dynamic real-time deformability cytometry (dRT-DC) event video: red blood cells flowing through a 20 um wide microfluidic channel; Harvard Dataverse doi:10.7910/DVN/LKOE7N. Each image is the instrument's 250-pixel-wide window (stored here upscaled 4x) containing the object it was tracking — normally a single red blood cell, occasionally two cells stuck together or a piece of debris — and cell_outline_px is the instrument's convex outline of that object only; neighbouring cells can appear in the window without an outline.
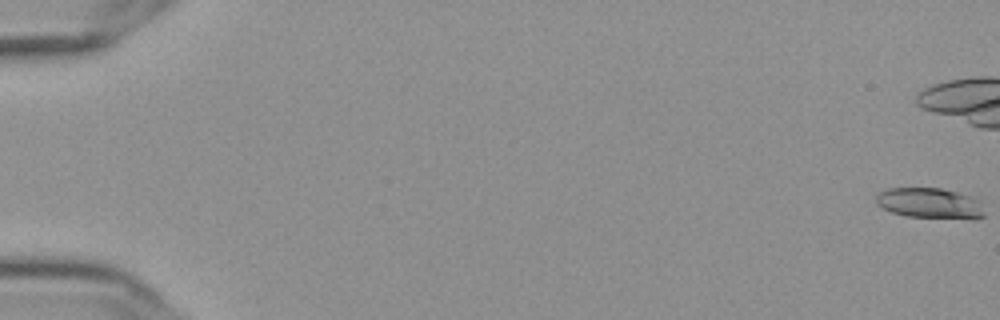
{"species": "Egyptian fruit bat (a non-hibernating species)", "species_latin": "Rousettus aegyptiacus", "temperature_condition": "cold", "stored_images_in_passage": 59, "camera_frame_rate_fps": 3000, "um_per_image_px": 0.085, "frame": {"image": 1, "passage_image": 1, "time_ms": 0.0, "image_size_px": [1000, 320], "cell_outline_px": [[984, 216], [908, 216], [892, 212], [876, 204], [876, 196], [880, 192], [888, 188], [940, 188], [956, 192], [980, 200]], "centroid_in_image_um": [78.94, 17.22], "position_along_channel_um": 6.1, "area_um2": 18.21}}